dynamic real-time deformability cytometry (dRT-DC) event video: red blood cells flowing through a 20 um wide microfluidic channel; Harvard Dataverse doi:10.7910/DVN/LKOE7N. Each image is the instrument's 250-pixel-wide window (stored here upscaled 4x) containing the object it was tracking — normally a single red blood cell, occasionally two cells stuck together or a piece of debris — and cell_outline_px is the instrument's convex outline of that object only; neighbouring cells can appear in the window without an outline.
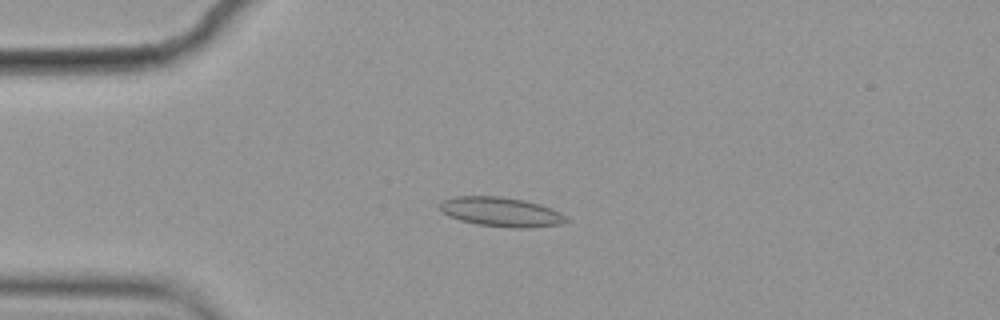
{"species": "common noctule bat (a hibernating species)", "species_latin": "Nyctalus noctula", "temperature_condition": "cold", "stored_images_in_passage": 57, "camera_frame_rate_fps": 3000, "um_per_image_px": 0.085, "animal": {"sex": "female", "body_mass_g": 19.9}, "frame": {"image": 1, "passage_image": 14, "time_ms": 4.333, "image_size_px": [1000, 320], "cell_outline_px": [[568, 220], [560, 224], [528, 228], [512, 228], [476, 224], [460, 220], [448, 216], [440, 212], [440, 200], [456, 196], [500, 196], [524, 200], [540, 204], [560, 212]], "centroid_in_image_um": [42.54, 18.01], "position_along_channel_um": 42.5, "area_um2": 21.73}}
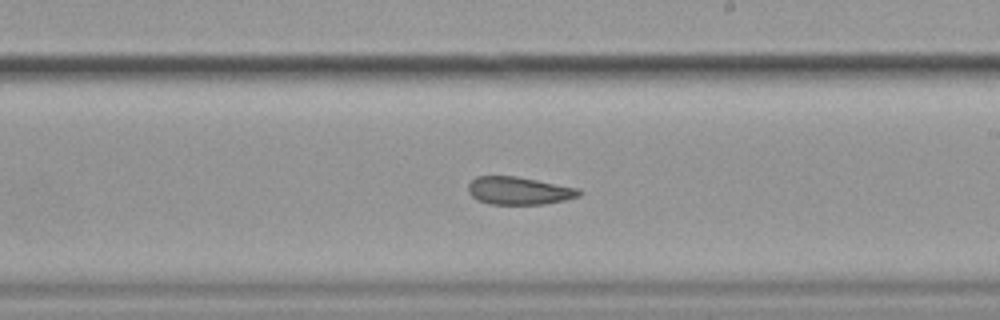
{"frame": {"image": 2, "passage_image": 33, "time_ms": 10.667, "image_size_px": [1000, 320], "cell_outline_px": [[584, 192], [580, 196], [564, 200], [544, 204], [488, 204], [476, 200], [468, 192], [468, 184], [476, 176], [516, 176], [580, 188]], "centroid_in_image_um": [44.12, 16.21], "position_along_channel_um": 244.9, "area_um2": 18.15}}
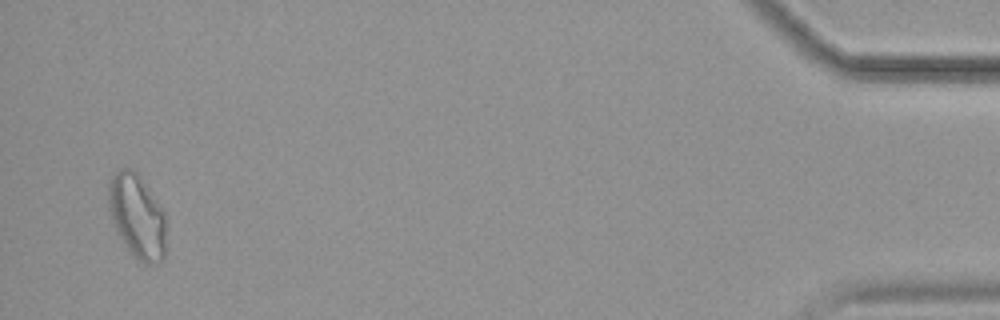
{"frame": {"image": 3, "passage_image": 55, "time_ms": 18.0, "image_size_px": [1000, 320], "cell_outline_px": [[168, 224], [164, 256], [156, 264], [144, 264], [128, 248], [120, 236], [112, 220], [108, 208], [108, 184], [112, 176], [120, 168], [132, 168], [140, 176], [160, 204], [164, 212]], "centroid_in_image_um": [11.69, 18.36], "position_along_channel_um": 423.5, "area_um2": 28.38}, "authors_computed_cell_mechanics": {"area_um2": 20.5768, "velocity_mm_per_s": 3.5534, "shape_relaxation_time_tau1_ms": null, "shape_relaxation_time_tau2_ms": 3.8143, "deformation_change_tau1": null, "deformation_change_tau2": 0.1152}}